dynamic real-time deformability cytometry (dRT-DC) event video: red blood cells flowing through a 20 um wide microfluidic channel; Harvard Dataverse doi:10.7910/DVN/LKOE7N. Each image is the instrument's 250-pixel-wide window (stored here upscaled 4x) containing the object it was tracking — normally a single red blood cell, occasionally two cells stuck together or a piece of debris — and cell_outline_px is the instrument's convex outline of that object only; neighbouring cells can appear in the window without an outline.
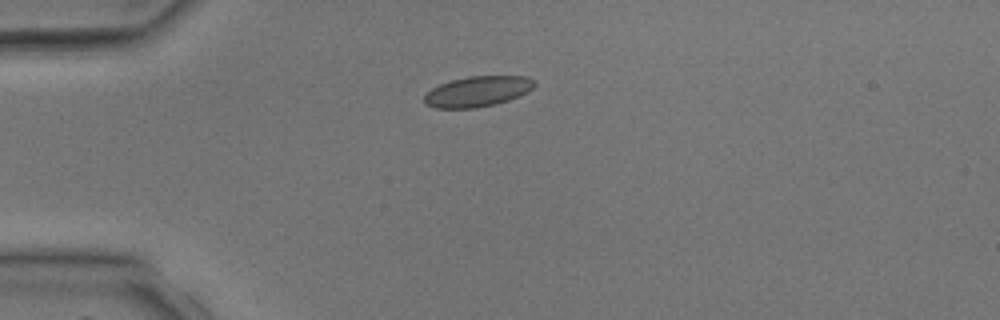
{"species": "common noctule bat (a hibernating species)", "species_latin": "Nyctalus noctula", "temperature_condition": "room temperature", "stored_images_in_passage": 4, "camera_frame_rate_fps": 3000, "um_per_image_px": 0.085, "animal": {"sex": "male", "body_mass_g": 17.9, "forearm_length_mm": 54.2}, "frame": {"image": 1, "passage_image": 4, "time_ms": 3.667, "image_size_px": [1000, 320], "cell_outline_px": [[536, 84], [532, 88], [508, 100], [476, 108], [436, 108], [424, 104], [424, 96], [432, 88], [440, 84], [452, 80], [468, 76], [528, 76]], "centroid_in_image_um": [40.55, 7.77], "position_along_channel_um": 44.5, "area_um2": 19.25}}